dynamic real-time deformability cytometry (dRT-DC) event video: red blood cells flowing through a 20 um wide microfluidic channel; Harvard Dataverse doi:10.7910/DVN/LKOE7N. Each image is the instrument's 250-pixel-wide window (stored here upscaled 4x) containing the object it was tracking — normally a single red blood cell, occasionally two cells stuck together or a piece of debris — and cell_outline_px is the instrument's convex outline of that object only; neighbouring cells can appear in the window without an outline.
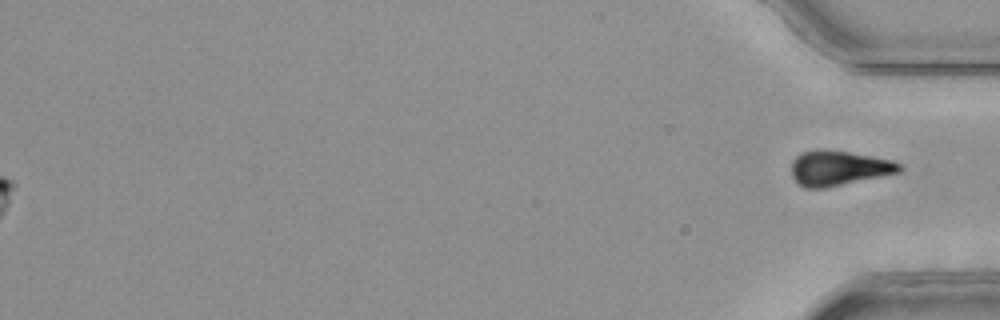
{"species": "common noctule bat (a hibernating species)", "species_latin": "Nyctalus noctula", "temperature_condition": "room temperature", "stored_images_in_passage": 47, "camera_frame_rate_fps": 3000, "um_per_image_px": 0.085, "animal": {"sex": "female", "body_mass_g": 25.1}, "frame": {"image": 1, "passage_image": 47, "time_ms": 15.333, "image_size_px": [1000, 320], "cell_outline_px": [[904, 168], [900, 172], [824, 188], [808, 188], [800, 184], [792, 176], [792, 160], [800, 152], [816, 148], [824, 148], [872, 156], [892, 160], [900, 164]], "centroid_in_image_um": [71.27, 14.26], "position_along_channel_um": 363.9, "area_um2": 22.02}}